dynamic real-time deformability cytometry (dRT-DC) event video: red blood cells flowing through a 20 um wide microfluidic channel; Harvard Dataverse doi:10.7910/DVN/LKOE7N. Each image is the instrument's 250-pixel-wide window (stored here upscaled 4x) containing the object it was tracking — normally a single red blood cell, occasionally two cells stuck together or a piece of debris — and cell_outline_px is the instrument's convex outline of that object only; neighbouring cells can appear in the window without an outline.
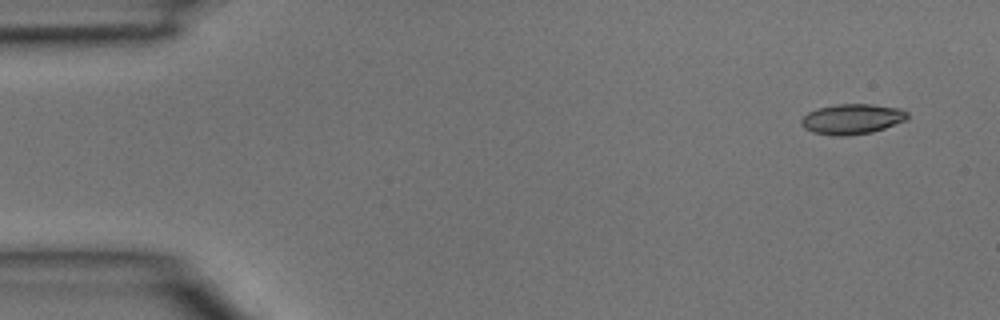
{"species": "common noctule bat (a hibernating species)", "species_latin": "Nyctalus noctula", "temperature_condition": "room temperature", "stored_images_in_passage": 43, "segment_of_instrument_passage": [1, 2], "camera_frame_rate_fps": 3000, "um_per_image_px": 0.085, "animal": {"sex": "male", "body_mass_g": 15.6}, "frame": {"image": 1, "passage_image": 1, "time_ms": 0.0, "image_size_px": [1000, 320], "cell_outline_px": [[908, 116], [904, 120], [884, 128], [872, 132], [848, 136], [840, 136], [812, 132], [804, 128], [800, 124], [800, 120], [808, 112], [816, 108], [836, 104], [872, 104], [900, 108], [908, 112]], "centroid_in_image_um": [72.39, 10.11], "position_along_channel_um": 12.6, "area_um2": 18.73}}
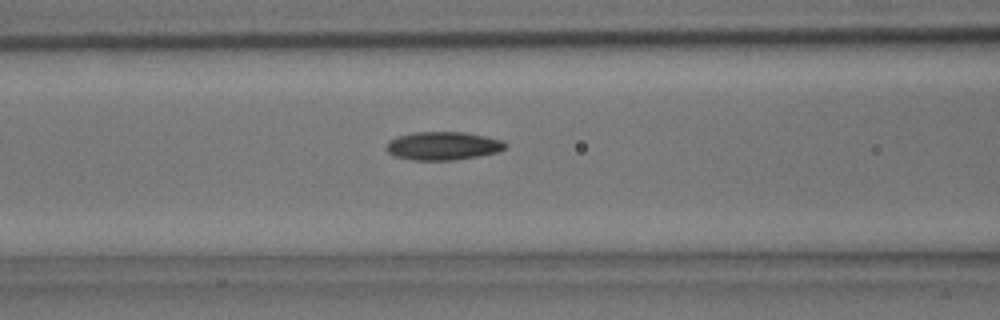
{"frame": {"image": 2, "passage_image": 16, "time_ms": 5.0, "image_size_px": [1000, 320], "cell_outline_px": [[508, 148], [496, 152], [480, 156], [452, 160], [412, 160], [396, 156], [388, 152], [384, 148], [388, 140], [396, 136], [412, 132], [464, 132], [504, 140], [508, 144]], "centroid_in_image_um": [37.65, 12.39], "position_along_channel_um": 129.0, "area_um2": 19.88}}
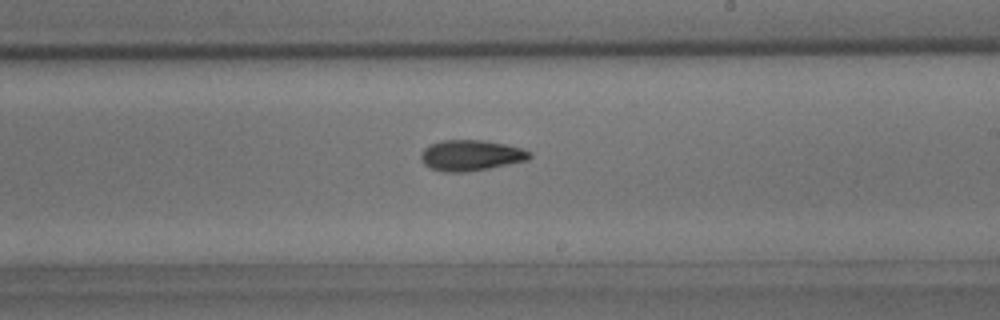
{"frame": {"image": 3, "passage_image": 24, "time_ms": 7.667, "image_size_px": [1000, 320], "cell_outline_px": [[532, 156], [528, 160], [488, 168], [464, 172], [444, 172], [432, 168], [424, 164], [420, 160], [420, 152], [428, 144], [440, 140], [484, 140], [504, 144], [520, 148], [532, 152]], "centroid_in_image_um": [39.99, 13.19], "position_along_channel_um": 249.0, "area_um2": 19.54}}